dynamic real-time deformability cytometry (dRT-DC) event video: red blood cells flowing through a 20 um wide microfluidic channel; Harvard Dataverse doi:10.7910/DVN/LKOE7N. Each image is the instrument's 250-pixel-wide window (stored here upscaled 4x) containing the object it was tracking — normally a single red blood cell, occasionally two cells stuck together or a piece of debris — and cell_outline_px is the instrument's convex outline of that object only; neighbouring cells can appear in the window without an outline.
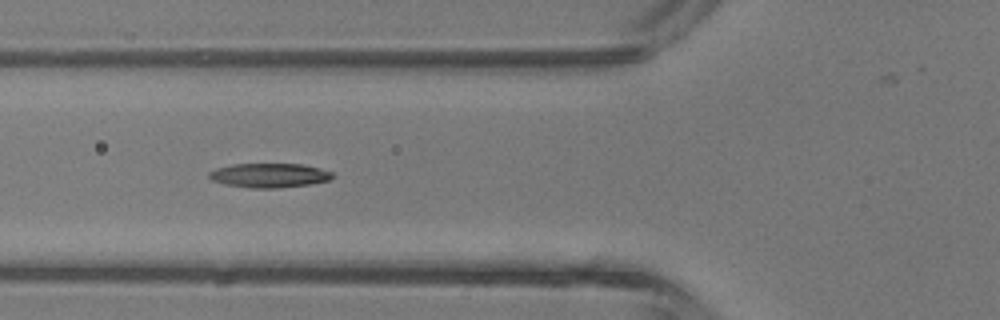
{"species": "common noctule bat (a hibernating species)", "species_latin": "Nyctalus noctula", "temperature_condition": "room temperature", "stored_images_in_passage": 34, "segment_of_instrument_passage": [1, 2], "camera_frame_rate_fps": 3000, "um_per_image_px": 0.085, "animal": {"sex": "male", "body_mass_g": 13.3}, "frame": {"image": 1, "passage_image": 5, "time_ms": 1.333, "image_size_px": [1000, 320], "cell_outline_px": [[332, 176], [328, 180], [312, 184], [276, 188], [252, 188], [224, 184], [212, 180], [208, 176], [208, 172], [216, 168], [232, 164], [300, 164], [320, 168], [332, 172]], "centroid_in_image_um": [22.86, 14.9], "position_along_channel_um": 102.9, "area_um2": 17.4}}
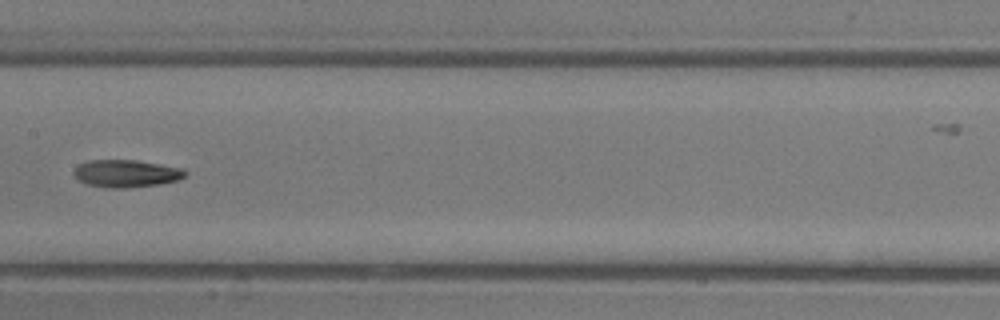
{"frame": {"image": 2, "passage_image": 11, "time_ms": 3.333, "image_size_px": [1000, 320], "cell_outline_px": [[188, 172], [184, 176], [176, 180], [160, 184], [124, 188], [108, 188], [88, 184], [80, 180], [72, 172], [80, 164], [88, 160], [136, 160], [184, 168]], "centroid_in_image_um": [10.75, 14.74], "position_along_channel_um": 196.6, "area_um2": 17.69}}
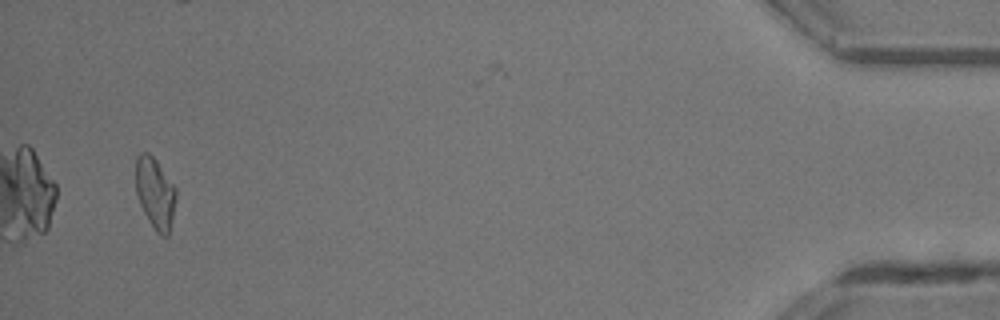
{"frame": {"image": 3, "passage_image": 31, "time_ms": 10.0, "image_size_px": [1000, 320], "cell_outline_px": [[176, 196], [168, 236], [160, 236], [156, 232], [148, 220], [140, 204], [136, 192], [136, 156], [140, 152], [148, 152], [156, 160], [176, 188]], "centroid_in_image_um": [13.17, 16.4], "position_along_channel_um": 422.0, "area_um2": 16.53}}